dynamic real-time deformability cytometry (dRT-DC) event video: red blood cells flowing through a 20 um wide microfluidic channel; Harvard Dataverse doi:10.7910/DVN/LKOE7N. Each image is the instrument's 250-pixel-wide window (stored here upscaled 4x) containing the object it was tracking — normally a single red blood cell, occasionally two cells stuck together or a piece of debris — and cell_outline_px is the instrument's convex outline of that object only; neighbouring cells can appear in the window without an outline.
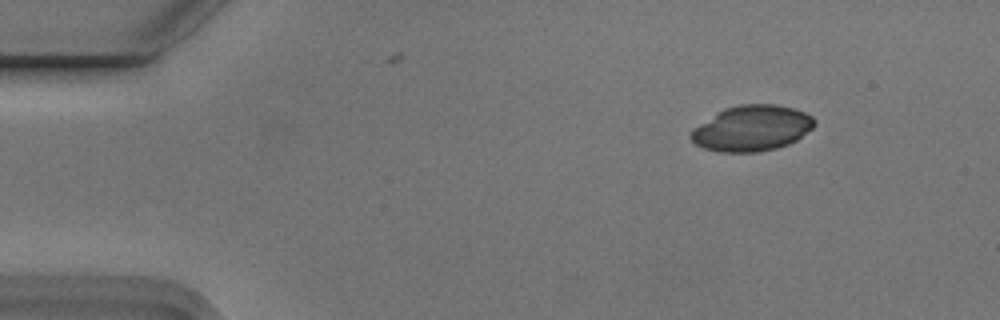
{"species": "Egyptian fruit bat (a non-hibernating species)", "species_latin": "Rousettus aegyptiacus", "temperature_condition": "cold", "stored_images_in_passage": 4, "camera_frame_rate_fps": 3000, "um_per_image_px": 0.085, "animal": {"sex": "male"}, "frame": {"image": 1, "passage_image": 1, "time_ms": 0.0, "image_size_px": [1000, 320], "cell_outline_px": [[816, 124], [812, 128], [796, 140], [788, 144], [776, 148], [756, 152], [720, 152], [704, 148], [696, 144], [688, 136], [688, 132], [692, 128], [724, 108], [740, 104], [776, 104], [792, 108], [804, 112], [812, 116], [816, 120]], "centroid_in_image_um": [63.88, 10.9], "position_along_channel_um": 21.1, "area_um2": 32.95}}